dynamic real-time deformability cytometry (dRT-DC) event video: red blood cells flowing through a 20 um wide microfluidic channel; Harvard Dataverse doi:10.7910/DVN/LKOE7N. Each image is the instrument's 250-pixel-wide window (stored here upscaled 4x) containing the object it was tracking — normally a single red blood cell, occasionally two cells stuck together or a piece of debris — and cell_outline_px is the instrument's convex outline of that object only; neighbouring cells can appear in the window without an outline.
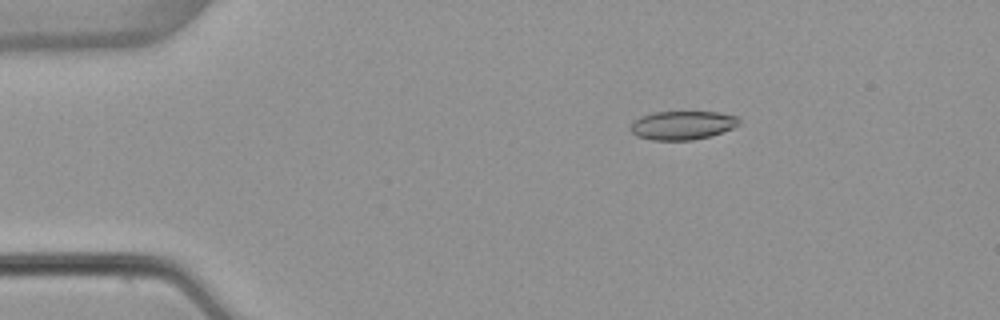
{"species": "common noctule bat (a hibernating species)", "species_latin": "Nyctalus noctula", "temperature_condition": "warm", "stored_images_in_passage": 49, "camera_frame_rate_fps": 3000, "um_per_image_px": 0.085, "animal": {"sex": "female", "body_mass_g": 22.7, "forearm_length_mm": 54.2}, "frame": {"image": 1, "passage_image": 9, "time_ms": 2.667, "image_size_px": [1000, 320], "cell_outline_px": [[740, 124], [732, 128], [708, 136], [692, 140], [652, 140], [636, 136], [628, 128], [640, 116], [652, 112], [716, 112], [736, 116], [740, 120]], "centroid_in_image_um": [57.97, 10.64], "position_along_channel_um": 27.0, "area_um2": 18.03}}
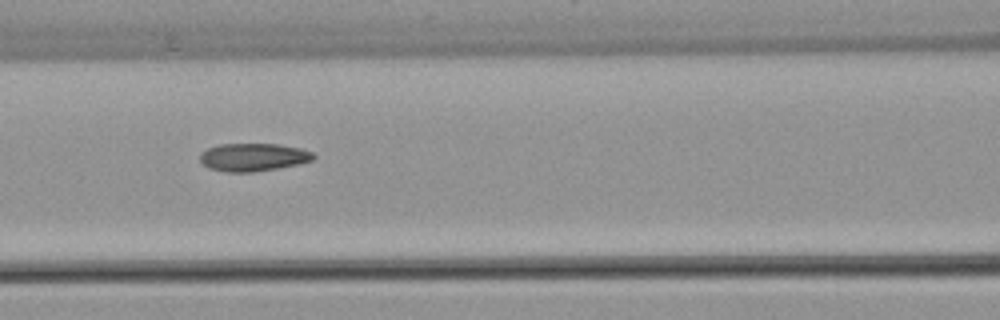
{"frame": {"image": 2, "passage_image": 23, "time_ms": 7.333, "image_size_px": [1000, 320], "cell_outline_px": [[316, 156], [312, 160], [300, 164], [252, 172], [224, 172], [208, 168], [200, 160], [200, 152], [208, 148], [220, 144], [276, 144], [300, 148], [312, 152]], "centroid_in_image_um": [21.51, 13.36], "position_along_channel_um": 145.1, "area_um2": 18.44}}
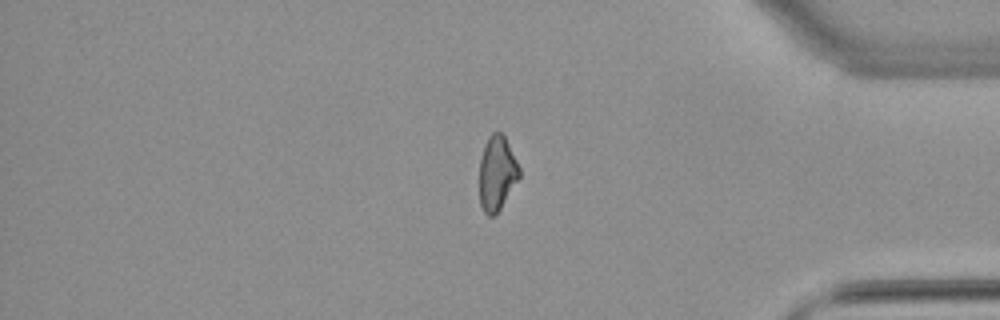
{"frame": {"image": 3, "passage_image": 44, "time_ms": 14.333, "image_size_px": [1000, 320], "cell_outline_px": [[520, 176], [496, 216], [488, 216], [484, 212], [480, 204], [480, 156], [484, 144], [488, 136], [492, 132], [500, 132], [504, 136], [520, 168]], "centroid_in_image_um": [42.23, 14.74], "position_along_channel_um": 393.0, "area_um2": 17.34}, "authors_computed_cell_mechanics": {"area_um2": 18.3226, "velocity_mm_per_s": 3.9109, "shape_relaxation_time_tau1_ms": null, "shape_relaxation_time_tau2_ms": 2.669, "deformation_change_tau1": null, "deformation_change_tau2": 0.0929}}